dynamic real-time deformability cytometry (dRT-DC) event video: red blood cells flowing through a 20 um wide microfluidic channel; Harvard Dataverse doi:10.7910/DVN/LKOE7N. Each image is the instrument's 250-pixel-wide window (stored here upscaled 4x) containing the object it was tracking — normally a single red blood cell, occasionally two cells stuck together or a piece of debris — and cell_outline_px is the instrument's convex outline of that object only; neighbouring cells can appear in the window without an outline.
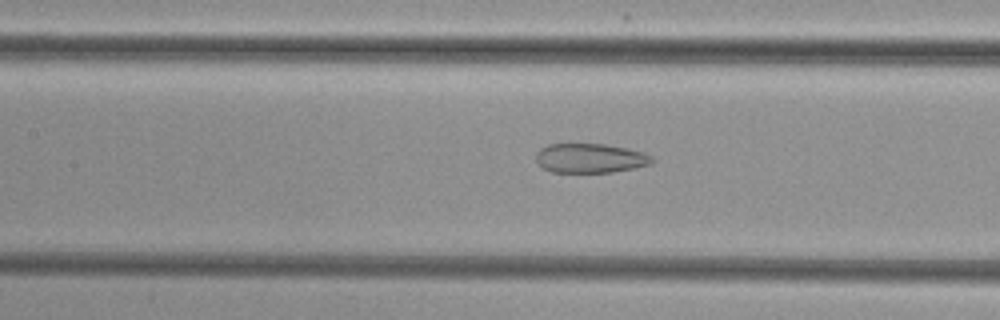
{"species": "common noctule bat (a hibernating species)", "species_latin": "Nyctalus noctula", "temperature_condition": "cold", "stored_images_in_passage": 35, "camera_frame_rate_fps": 3000, "um_per_image_px": 0.085, "animal": {"sex": "female", "body_mass_g": 29.2, "forearm_length_mm": 56.3}, "frame": {"image": 1, "passage_image": 7, "time_ms": 2.0, "image_size_px": [1000, 320], "cell_outline_px": [[656, 160], [652, 164], [612, 172], [552, 172], [536, 164], [536, 152], [540, 148], [548, 144], [604, 144], [628, 148], [644, 152], [652, 156]], "centroid_in_image_um": [50.17, 13.44], "position_along_channel_um": 157.2, "area_um2": 20.06}}
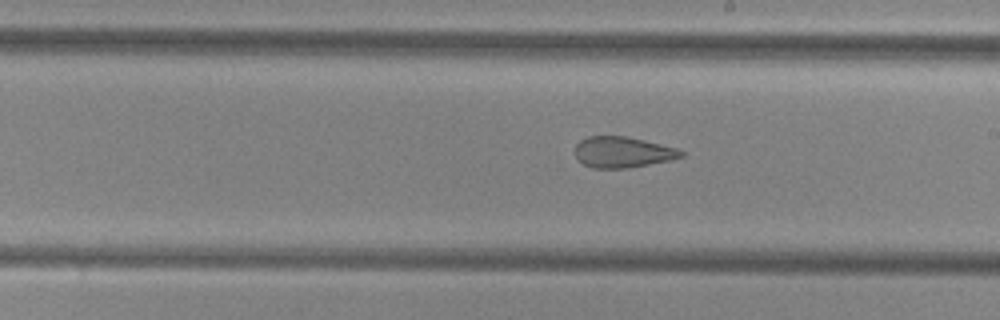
{"frame": {"image": 2, "passage_image": 13, "time_ms": 4.0, "image_size_px": [1000, 320], "cell_outline_px": [[684, 156], [672, 160], [628, 168], [592, 168], [584, 164], [576, 156], [576, 144], [580, 140], [588, 136], [624, 136], [676, 148], [684, 152]], "centroid_in_image_um": [52.92, 12.94], "position_along_channel_um": 236.1, "area_um2": 18.9}}
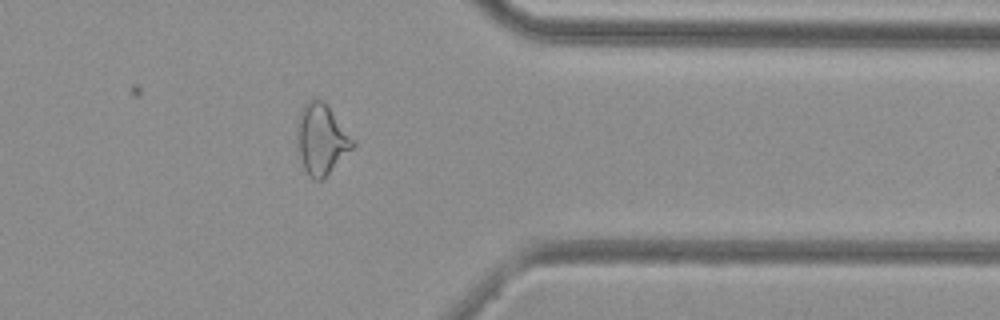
{"frame": {"image": 3, "passage_image": 25, "time_ms": 8.0, "image_size_px": [1000, 320], "cell_outline_px": [[356, 144], [320, 180], [316, 180], [308, 176], [300, 160], [296, 140], [296, 128], [300, 112], [304, 104], [308, 100], [316, 96], [328, 104], [356, 140]], "centroid_in_image_um": [27.31, 11.76], "position_along_channel_um": 384.1, "area_um2": 23.12}}